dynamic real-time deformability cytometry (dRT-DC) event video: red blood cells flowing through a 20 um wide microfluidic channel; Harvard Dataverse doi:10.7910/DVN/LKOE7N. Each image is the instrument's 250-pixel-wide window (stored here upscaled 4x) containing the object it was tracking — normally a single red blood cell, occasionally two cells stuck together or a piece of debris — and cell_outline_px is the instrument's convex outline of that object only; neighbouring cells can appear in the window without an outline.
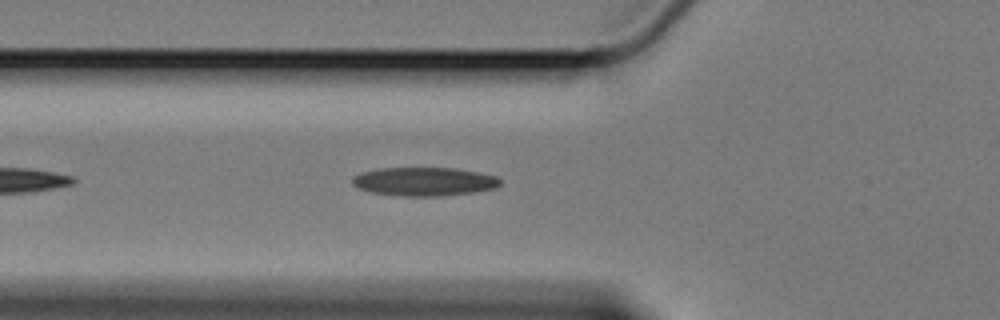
{"species": "Egyptian fruit bat (a non-hibernating species)", "species_latin": "Rousettus aegyptiacus", "temperature_condition": "cold", "stored_images_in_passage": 18, "camera_frame_rate_fps": 3000, "um_per_image_px": 0.085, "animal": {"sex": "female"}, "frame": {"image": 1, "passage_image": 6, "time_ms": 1.667, "image_size_px": [1000, 320], "cell_outline_px": [[500, 184], [496, 188], [472, 192], [440, 196], [404, 196], [372, 192], [356, 188], [352, 184], [352, 176], [360, 172], [380, 168], [456, 168], [496, 176], [500, 180]], "centroid_in_image_um": [36.01, 15.43], "position_along_channel_um": 89.8, "area_um2": 24.62}}
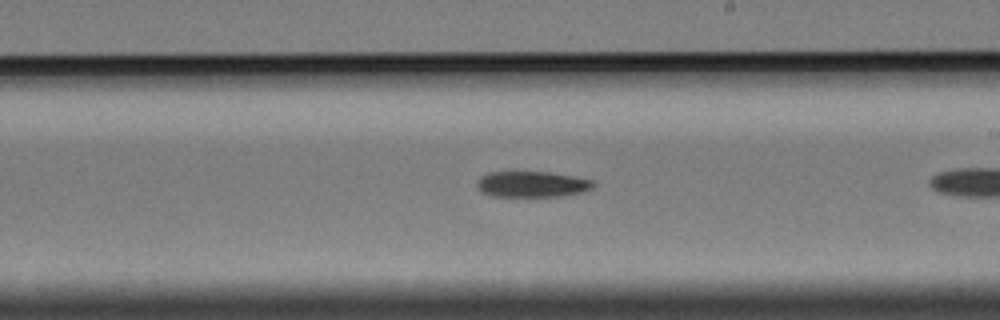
{"frame": {"image": 2, "passage_image": 13, "time_ms": 4.0, "image_size_px": [1000, 320], "cell_outline_px": [[596, 184], [592, 188], [580, 192], [560, 196], [492, 196], [480, 192], [476, 184], [480, 176], [488, 172], [548, 172], [572, 176], [592, 180]], "centroid_in_image_um": [45.17, 15.66], "position_along_channel_um": 243.8, "area_um2": 17.46}}
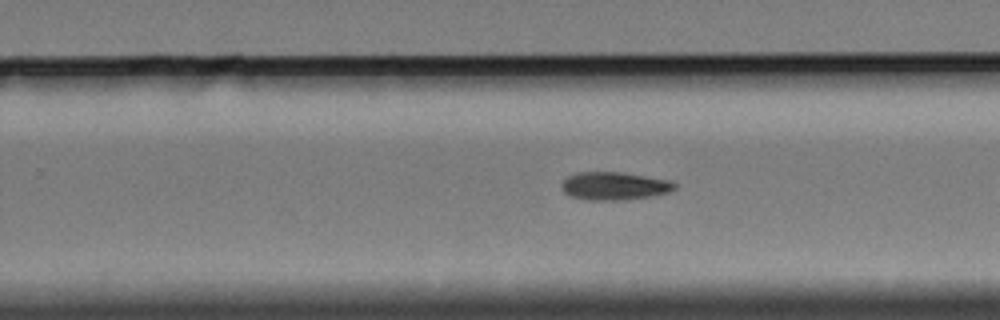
{"frame": {"image": 3, "passage_image": 16, "time_ms": 5.0, "image_size_px": [1000, 320], "cell_outline_px": [[676, 188], [668, 192], [648, 196], [616, 200], [588, 200], [572, 196], [564, 192], [560, 184], [568, 176], [576, 172], [624, 172], [672, 180], [676, 184]], "centroid_in_image_um": [52.22, 15.78], "position_along_channel_um": 277.6, "area_um2": 18.38}}